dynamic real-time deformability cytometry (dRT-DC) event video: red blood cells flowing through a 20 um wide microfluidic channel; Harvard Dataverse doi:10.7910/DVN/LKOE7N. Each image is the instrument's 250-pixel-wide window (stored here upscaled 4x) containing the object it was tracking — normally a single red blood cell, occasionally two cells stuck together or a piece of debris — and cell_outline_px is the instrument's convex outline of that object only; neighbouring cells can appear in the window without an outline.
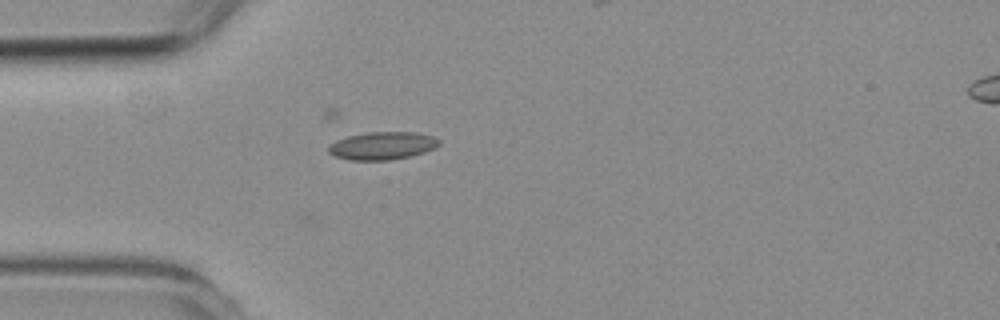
{"species": "common noctule bat (a hibernating species)", "species_latin": "Nyctalus noctula", "temperature_condition": "room temperature", "stored_images_in_passage": 2, "camera_frame_rate_fps": 3000, "um_per_image_px": 0.085, "animal": {"sex": "female", "body_mass_g": 19.3, "forearm_length_mm": 54.1}, "frame": {"image": 1, "passage_image": 1, "time_ms": 0.0, "image_size_px": [1000, 320], "cell_outline_px": [[440, 144], [436, 148], [424, 152], [408, 156], [388, 160], [352, 160], [336, 156], [328, 152], [328, 144], [336, 140], [348, 136], [368, 132], [416, 132], [432, 136], [440, 140]], "centroid_in_image_um": [32.5, 12.38], "position_along_channel_um": 52.5, "area_um2": 17.86}}